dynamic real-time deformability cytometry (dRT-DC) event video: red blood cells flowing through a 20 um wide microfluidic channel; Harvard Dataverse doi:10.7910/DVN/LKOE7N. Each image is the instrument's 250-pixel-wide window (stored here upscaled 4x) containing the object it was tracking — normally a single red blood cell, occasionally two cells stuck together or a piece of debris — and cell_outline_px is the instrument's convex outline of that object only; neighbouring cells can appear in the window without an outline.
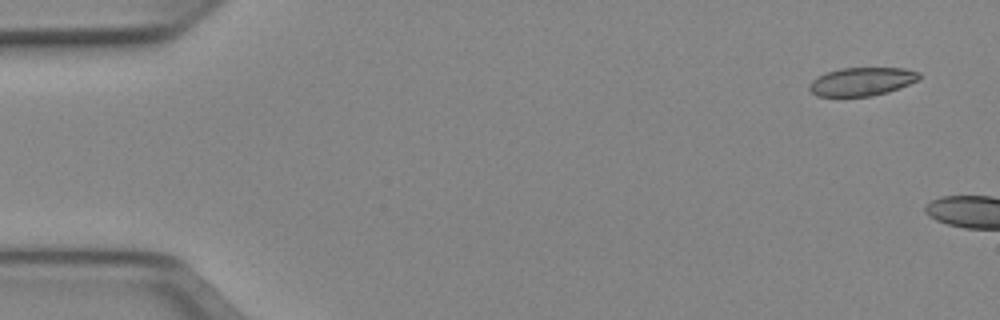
{"species": "Egyptian fruit bat (a non-hibernating species)", "species_latin": "Rousettus aegyptiacus", "temperature_condition": "cold", "stored_images_in_passage": 5, "camera_frame_rate_fps": 3000, "um_per_image_px": 0.085, "animal": {"sex": "female"}, "frame": {"image": 1, "passage_image": 1, "time_ms": 0.0, "image_size_px": [1000, 320], "cell_outline_px": [[920, 80], [900, 88], [888, 92], [872, 96], [816, 96], [808, 88], [808, 84], [812, 80], [828, 72], [840, 68], [904, 68], [920, 72]], "centroid_in_image_um": [73.29, 6.93], "position_along_channel_um": 11.7, "area_um2": 18.21}}
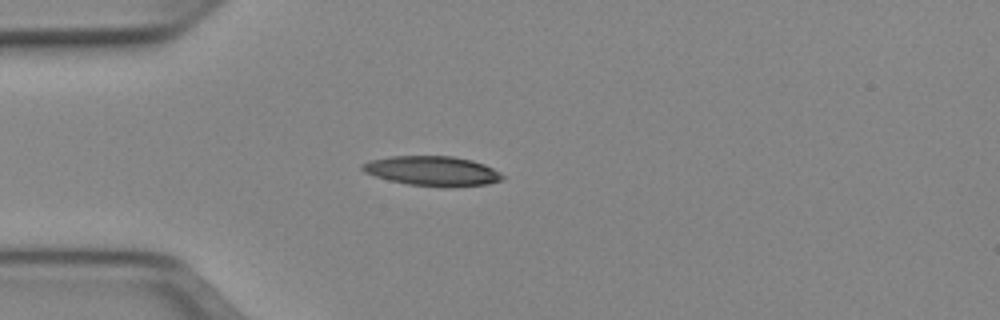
{"frame": {"image": 2, "passage_image": 5, "time_ms": 1.333, "image_size_px": [1000, 320], "cell_outline_px": [[504, 180], [488, 184], [452, 188], [440, 188], [408, 184], [388, 180], [364, 172], [360, 168], [360, 164], [368, 160], [392, 156], [452, 156], [472, 160], [484, 164], [500, 172], [504, 176]], "centroid_in_image_um": [36.76, 14.55], "position_along_channel_um": 48.2, "area_um2": 24.74}}